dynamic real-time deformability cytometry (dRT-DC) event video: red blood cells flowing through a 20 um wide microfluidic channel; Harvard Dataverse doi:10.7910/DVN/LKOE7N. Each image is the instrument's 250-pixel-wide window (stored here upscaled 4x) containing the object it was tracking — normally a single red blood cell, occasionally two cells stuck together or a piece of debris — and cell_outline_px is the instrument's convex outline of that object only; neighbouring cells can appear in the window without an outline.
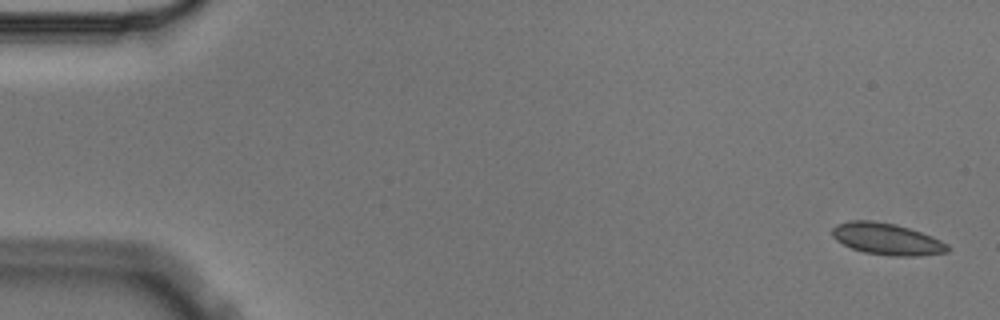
{"species": "Egyptian fruit bat (a non-hibernating species)", "species_latin": "Rousettus aegyptiacus", "temperature_condition": "cold", "stored_images_in_passage": 4, "camera_frame_rate_fps": 3000, "um_per_image_px": 0.085, "animal": {"sex": "male"}, "frame": {"image": 1, "passage_image": 1, "time_ms": 0.0, "image_size_px": [1000, 320], "cell_outline_px": [[952, 248], [948, 252], [916, 256], [892, 256], [864, 252], [852, 248], [836, 240], [832, 236], [832, 228], [836, 224], [852, 220], [868, 220], [896, 224], [932, 236], [948, 244]], "centroid_in_image_um": [75.4, 20.32], "position_along_channel_um": 9.6, "area_um2": 21.27}}
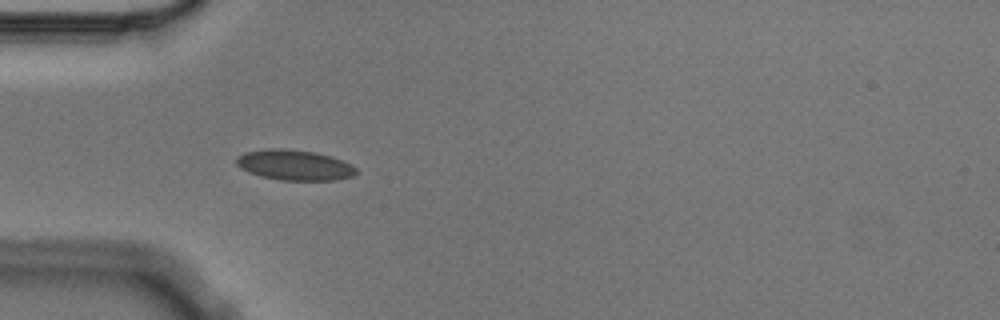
{"frame": {"image": 2, "passage_image": 4, "time_ms": 1.0, "image_size_px": [1000, 320], "cell_outline_px": [[356, 172], [352, 176], [336, 180], [280, 180], [260, 176], [248, 172], [240, 168], [236, 164], [236, 156], [244, 152], [268, 148], [284, 148], [316, 152], [332, 156], [344, 160], [352, 164], [356, 168]], "centroid_in_image_um": [25.02, 14.02], "position_along_channel_um": 60.0, "area_um2": 21.5}}